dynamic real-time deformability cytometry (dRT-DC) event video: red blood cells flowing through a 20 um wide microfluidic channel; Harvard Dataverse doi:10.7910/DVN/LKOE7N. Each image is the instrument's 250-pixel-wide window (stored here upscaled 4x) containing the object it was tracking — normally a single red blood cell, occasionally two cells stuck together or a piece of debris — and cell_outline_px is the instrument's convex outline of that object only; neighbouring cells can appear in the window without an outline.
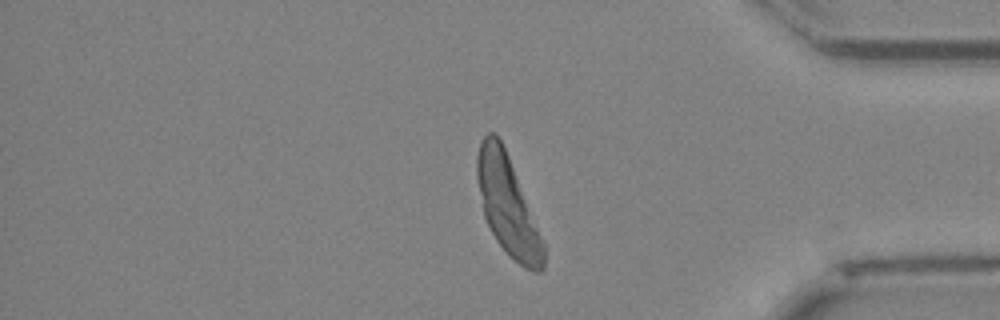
{"species": "Egyptian fruit bat (a non-hibernating species)", "species_latin": "Rousettus aegyptiacus", "temperature_condition": "cold", "stored_images_in_passage": 49, "camera_frame_rate_fps": 3000, "um_per_image_px": 0.085, "animal": {"sex": "female"}, "frame": {"image": 1, "passage_image": 41, "time_ms": 13.333, "image_size_px": [1000, 320], "cell_outline_px": [[544, 268], [540, 272], [532, 272], [524, 268], [496, 240], [484, 216], [476, 176], [476, 156], [480, 140], [488, 132], [496, 132], [508, 156], [544, 244]], "centroid_in_image_um": [43.12, 17.43], "position_along_channel_um": 392.1, "area_um2": 37.34}}